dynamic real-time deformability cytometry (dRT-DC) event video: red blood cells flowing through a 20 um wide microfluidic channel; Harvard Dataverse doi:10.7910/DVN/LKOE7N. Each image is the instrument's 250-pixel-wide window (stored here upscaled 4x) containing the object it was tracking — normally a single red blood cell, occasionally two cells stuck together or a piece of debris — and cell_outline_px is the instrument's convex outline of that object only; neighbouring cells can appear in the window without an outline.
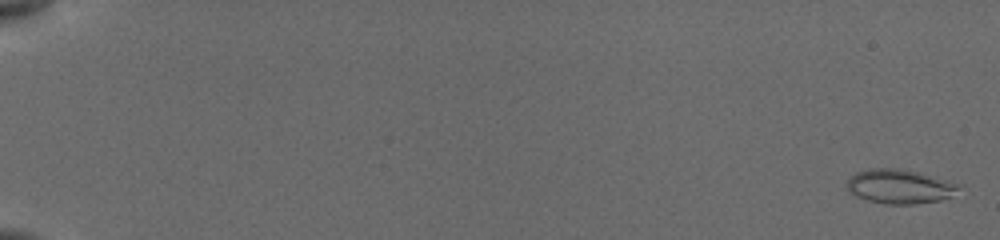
{"species": "common noctule bat (a hibernating species)", "species_latin": "Nyctalus noctula", "temperature_condition": "cold", "stored_images_in_passage": 24, "camera_frame_rate_fps": 3000, "um_per_image_px": 0.085, "animal": {"sex": "female", "body_mass_g": 19.5, "forearm_length_mm": 54.1}, "frame": {"image": 1, "passage_image": 3, "time_ms": 0.333, "image_size_px": [1000, 240], "cell_outline_px": [[956, 188], [952, 196], [940, 200], [916, 204], [884, 204], [868, 200], [856, 196], [848, 188], [848, 180], [856, 172], [868, 168], [900, 168], [916, 172], [956, 184]], "centroid_in_image_um": [76.4, 15.86], "position_along_channel_um": 8.6, "area_um2": 21.68}}